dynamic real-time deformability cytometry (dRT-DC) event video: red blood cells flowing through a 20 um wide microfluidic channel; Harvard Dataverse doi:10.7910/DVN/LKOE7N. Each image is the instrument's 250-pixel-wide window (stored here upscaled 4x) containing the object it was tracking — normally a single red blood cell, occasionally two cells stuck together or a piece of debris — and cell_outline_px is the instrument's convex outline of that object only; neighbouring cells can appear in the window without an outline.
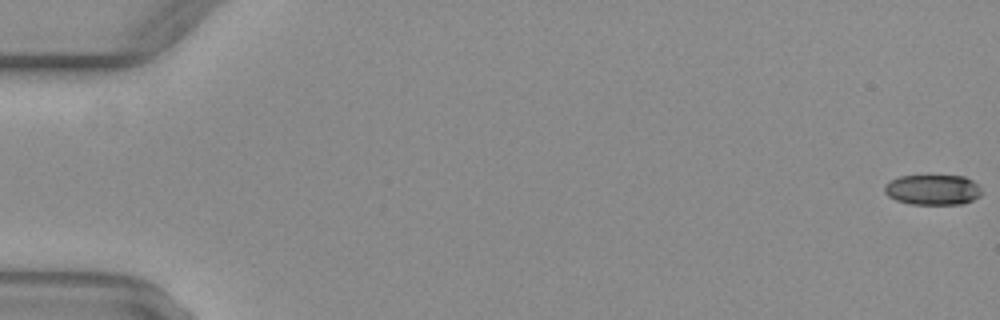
{"species": "common noctule bat (a hibernating species)", "species_latin": "Nyctalus noctula", "temperature_condition": "warm", "stored_images_in_passage": 50, "camera_frame_rate_fps": 3000, "um_per_image_px": 0.085, "animal": {"sex": "female", "body_mass_g": 29.2, "forearm_length_mm": 56.3}, "frame": {"image": 1, "passage_image": 1, "time_ms": 0.0, "image_size_px": [1000, 320], "cell_outline_px": [[980, 196], [964, 204], [912, 204], [896, 200], [888, 196], [884, 192], [884, 184], [900, 176], [964, 176], [980, 184]], "centroid_in_image_um": [79.29, 16.13], "position_along_channel_um": 5.7, "area_um2": 17.17}}
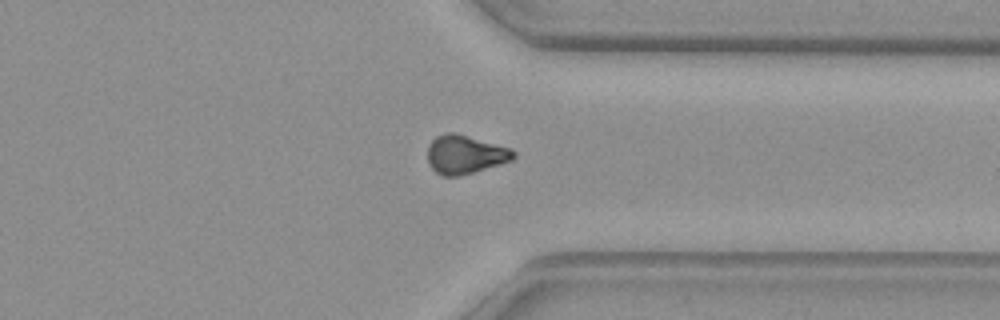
{"frame": {"image": 2, "passage_image": 41, "time_ms": 13.333, "image_size_px": [1000, 320], "cell_outline_px": [[516, 156], [512, 160], [500, 164], [472, 172], [456, 176], [440, 176], [428, 164], [428, 144], [436, 136], [444, 132], [452, 132], [512, 148], [516, 152]], "centroid_in_image_um": [39.52, 13.12], "position_along_channel_um": 371.9, "area_um2": 19.31}}
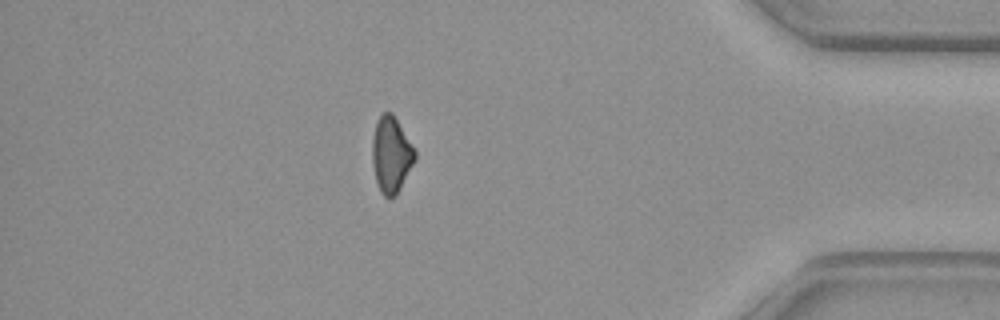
{"frame": {"image": 3, "passage_image": 46, "time_ms": 15.0, "image_size_px": [1000, 320], "cell_outline_px": [[416, 160], [396, 196], [388, 200], [380, 192], [376, 180], [372, 164], [372, 136], [376, 124], [380, 116], [384, 112], [392, 112], [416, 152]], "centroid_in_image_um": [33.24, 13.2], "position_along_channel_um": 402.0, "area_um2": 18.96}}